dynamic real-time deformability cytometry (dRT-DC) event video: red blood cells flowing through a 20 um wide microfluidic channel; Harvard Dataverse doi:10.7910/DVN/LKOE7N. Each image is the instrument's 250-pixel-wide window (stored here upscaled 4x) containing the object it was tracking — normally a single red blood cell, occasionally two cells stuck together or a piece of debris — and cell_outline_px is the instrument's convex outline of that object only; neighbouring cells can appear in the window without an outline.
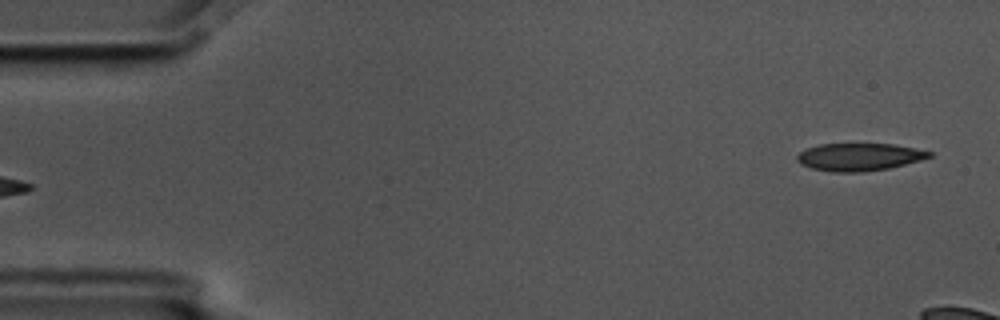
{"species": "common noctule bat (a hibernating species)", "species_latin": "Nyctalus noctula", "temperature_condition": "cold", "stored_images_in_passage": 6, "camera_frame_rate_fps": 3000, "um_per_image_px": 0.085, "animal": {"sex": "male", "body_mass_g": 17.5, "forearm_length_mm": 52.3}, "frame": {"image": 1, "passage_image": 6, "time_ms": 1.667, "image_size_px": [1000, 320], "cell_outline_px": [[932, 156], [920, 160], [888, 168], [860, 172], [832, 172], [812, 168], [800, 164], [796, 160], [796, 156], [804, 148], [820, 144], [892, 144], [916, 148], [932, 152]], "centroid_in_image_um": [72.99, 13.33], "position_along_channel_um": 12.0, "area_um2": 21.21}}